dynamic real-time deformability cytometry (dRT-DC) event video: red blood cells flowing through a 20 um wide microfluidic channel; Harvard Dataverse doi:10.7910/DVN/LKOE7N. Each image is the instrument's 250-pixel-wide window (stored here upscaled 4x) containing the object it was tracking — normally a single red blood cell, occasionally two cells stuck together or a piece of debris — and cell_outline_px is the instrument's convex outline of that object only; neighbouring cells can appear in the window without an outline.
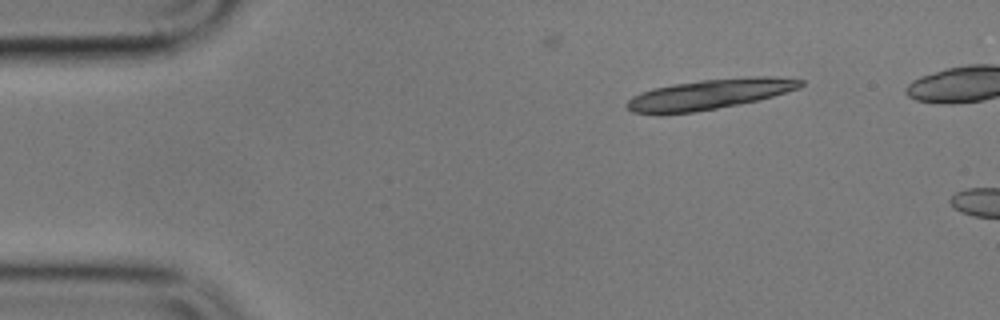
{"species": "common noctule bat (a hibernating species)", "species_latin": "Nyctalus noctula", "temperature_condition": "cold", "stored_images_in_passage": 4, "camera_frame_rate_fps": 3000, "um_per_image_px": 0.085, "animal": {"sex": "male", "body_mass_g": 17.9}, "frame": {"image": 1, "passage_image": 1, "time_ms": 0.0, "image_size_px": [1000, 320], "cell_outline_px": [[804, 84], [800, 88], [772, 96], [756, 100], [716, 108], [692, 112], [632, 112], [624, 104], [632, 96], [640, 92], [652, 88], [672, 84], [700, 80], [744, 76], [768, 76], [804, 80]], "centroid_in_image_um": [60.34, 7.97], "position_along_channel_um": 24.7, "area_um2": 30.06}}